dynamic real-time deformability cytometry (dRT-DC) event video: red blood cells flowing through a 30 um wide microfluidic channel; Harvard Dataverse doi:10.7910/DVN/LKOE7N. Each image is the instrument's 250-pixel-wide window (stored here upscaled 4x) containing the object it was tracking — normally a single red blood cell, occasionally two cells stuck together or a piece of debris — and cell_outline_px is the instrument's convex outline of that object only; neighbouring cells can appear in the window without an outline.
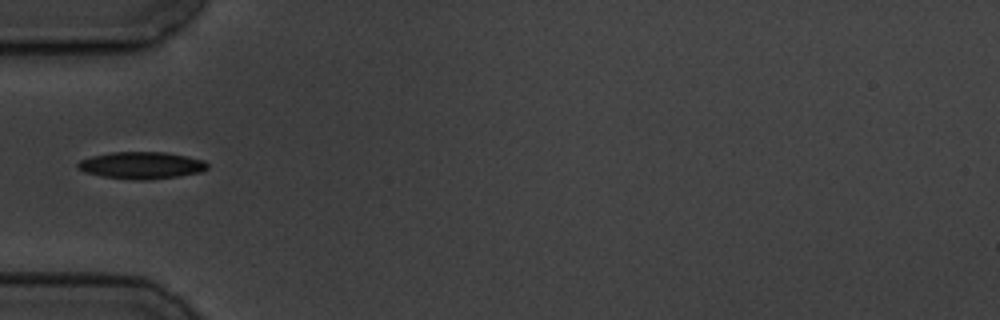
{"species": "common noctule bat (a hibernating species)", "species_latin": "Nyctalus noctula", "temperature_condition": "cold", "stored_images_in_passage": 14, "camera_frame_rate_fps": 3000, "um_per_image_px": 0.085, "animal": {"sex": "male", "body_mass_g": 19.5, "forearm_length_mm": 54.6}, "frame": {"image": 1, "passage_image": 4, "time_ms": 4.333, "image_size_px": [1000, 320], "cell_outline_px": [[208, 168], [200, 172], [176, 176], [148, 180], [136, 180], [104, 176], [84, 172], [76, 168], [76, 164], [80, 160], [92, 156], [112, 152], [164, 152], [188, 156], [204, 160], [208, 164]], "centroid_in_image_um": [12.01, 14.04], "position_along_channel_um": 73.0, "area_um2": 20.35}}
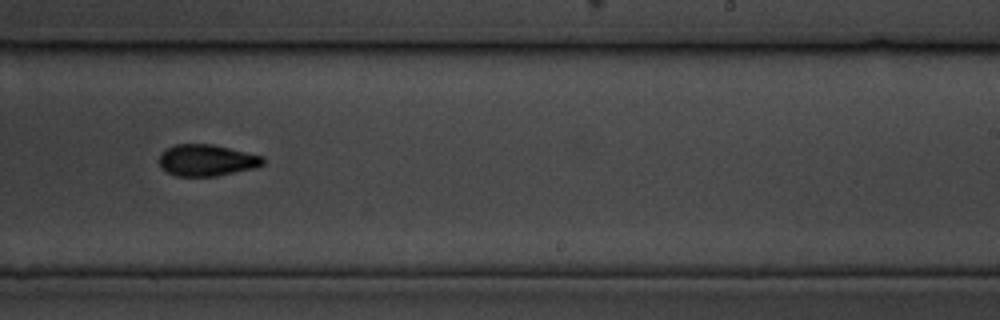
{"frame": {"image": 2, "passage_image": 9, "time_ms": 10.0, "image_size_px": [1000, 320], "cell_outline_px": [[264, 164], [256, 168], [216, 176], [176, 176], [160, 168], [160, 152], [164, 148], [176, 144], [212, 144], [264, 156]], "centroid_in_image_um": [17.56, 13.62], "position_along_channel_um": 271.4, "area_um2": 19.25}}
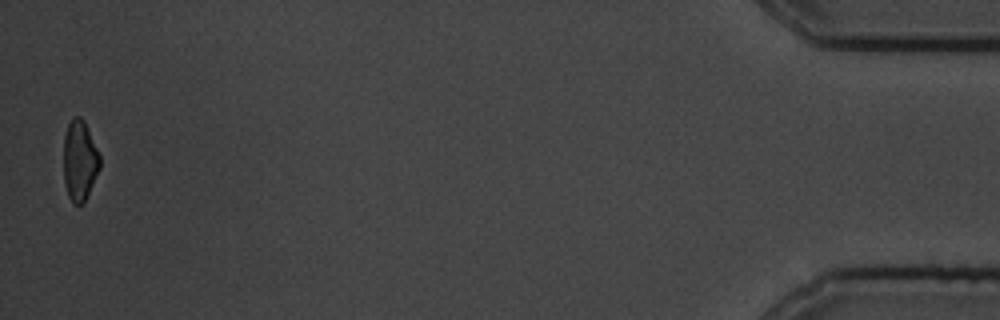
{"frame": {"image": 3, "passage_image": 14, "time_ms": 17.0, "image_size_px": [1000, 320], "cell_outline_px": [[100, 168], [84, 204], [72, 204], [68, 196], [64, 180], [64, 136], [68, 124], [72, 116], [80, 116], [84, 120], [100, 156]], "centroid_in_image_um": [6.77, 13.66], "position_along_channel_um": 428.4, "area_um2": 17.11}, "authors_computed_cell_mechanics": {"area_um2": 18.5249, "velocity_mm_per_s": 3.5109, "shape_relaxation_time_tau1_ms": 3.0685, "shape_relaxation_time_tau2_ms": 7.2801, "deformation_change_tau1": 0.132, "deformation_change_tau2": 0.1457}}